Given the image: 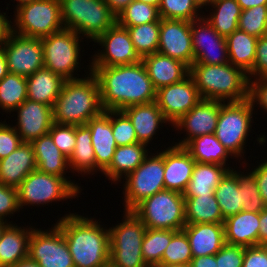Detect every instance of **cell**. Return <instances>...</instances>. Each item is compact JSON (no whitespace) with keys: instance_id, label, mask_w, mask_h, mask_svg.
Here are the masks:
<instances>
[{"instance_id":"cell-1","label":"cell","mask_w":267,"mask_h":267,"mask_svg":"<svg viewBox=\"0 0 267 267\" xmlns=\"http://www.w3.org/2000/svg\"><path fill=\"white\" fill-rule=\"evenodd\" d=\"M96 77L104 110L125 108L154 102L156 89L142 61L131 65L91 67Z\"/></svg>"},{"instance_id":"cell-2","label":"cell","mask_w":267,"mask_h":267,"mask_svg":"<svg viewBox=\"0 0 267 267\" xmlns=\"http://www.w3.org/2000/svg\"><path fill=\"white\" fill-rule=\"evenodd\" d=\"M70 211L55 219V223L63 232L75 267H109L108 226L102 224L101 218Z\"/></svg>"},{"instance_id":"cell-3","label":"cell","mask_w":267,"mask_h":267,"mask_svg":"<svg viewBox=\"0 0 267 267\" xmlns=\"http://www.w3.org/2000/svg\"><path fill=\"white\" fill-rule=\"evenodd\" d=\"M52 111L53 122L76 126L86 125L102 113L99 84L94 74L65 80Z\"/></svg>"},{"instance_id":"cell-4","label":"cell","mask_w":267,"mask_h":267,"mask_svg":"<svg viewBox=\"0 0 267 267\" xmlns=\"http://www.w3.org/2000/svg\"><path fill=\"white\" fill-rule=\"evenodd\" d=\"M193 77L202 99L239 102L249 98L247 74L231 63L222 65L192 64Z\"/></svg>"},{"instance_id":"cell-5","label":"cell","mask_w":267,"mask_h":267,"mask_svg":"<svg viewBox=\"0 0 267 267\" xmlns=\"http://www.w3.org/2000/svg\"><path fill=\"white\" fill-rule=\"evenodd\" d=\"M41 41L44 67L60 75L64 80L77 79L91 72V62H89L91 60L85 59L89 63L85 64L87 67H83L85 61H82V56L86 55L83 53L85 52L83 46L85 43L88 46L89 42L73 30L64 28L57 33L42 37ZM81 69L82 71L84 69L83 75L78 73L82 72Z\"/></svg>"},{"instance_id":"cell-6","label":"cell","mask_w":267,"mask_h":267,"mask_svg":"<svg viewBox=\"0 0 267 267\" xmlns=\"http://www.w3.org/2000/svg\"><path fill=\"white\" fill-rule=\"evenodd\" d=\"M255 115L252 102L249 98L239 102H221L214 134L235 160H238V165L247 161L246 155H244L247 152L246 147L250 144L248 142H252V138L250 139V137L256 134L253 133L254 130L252 127L258 125L254 122V119H257ZM248 138L251 141H248Z\"/></svg>"},{"instance_id":"cell-7","label":"cell","mask_w":267,"mask_h":267,"mask_svg":"<svg viewBox=\"0 0 267 267\" xmlns=\"http://www.w3.org/2000/svg\"><path fill=\"white\" fill-rule=\"evenodd\" d=\"M61 20L89 43L117 22V16L104 0H60Z\"/></svg>"},{"instance_id":"cell-8","label":"cell","mask_w":267,"mask_h":267,"mask_svg":"<svg viewBox=\"0 0 267 267\" xmlns=\"http://www.w3.org/2000/svg\"><path fill=\"white\" fill-rule=\"evenodd\" d=\"M164 143L159 150L150 153L145 160L123 181L118 183L121 187L124 211H132L144 199L157 192L165 190L164 186V148L169 144ZM162 147H164L162 149ZM123 184V185H120Z\"/></svg>"},{"instance_id":"cell-9","label":"cell","mask_w":267,"mask_h":267,"mask_svg":"<svg viewBox=\"0 0 267 267\" xmlns=\"http://www.w3.org/2000/svg\"><path fill=\"white\" fill-rule=\"evenodd\" d=\"M122 219L109 226L110 267H148L142 257L146 226L132 211H122Z\"/></svg>"},{"instance_id":"cell-10","label":"cell","mask_w":267,"mask_h":267,"mask_svg":"<svg viewBox=\"0 0 267 267\" xmlns=\"http://www.w3.org/2000/svg\"><path fill=\"white\" fill-rule=\"evenodd\" d=\"M80 194L63 178L53 174L42 173L37 169L32 171L17 187L19 208H35L56 205L57 202L66 203L78 199ZM71 199V200H70ZM42 205V206H41Z\"/></svg>"},{"instance_id":"cell-11","label":"cell","mask_w":267,"mask_h":267,"mask_svg":"<svg viewBox=\"0 0 267 267\" xmlns=\"http://www.w3.org/2000/svg\"><path fill=\"white\" fill-rule=\"evenodd\" d=\"M132 212L150 229L180 231L186 225L184 195L173 190L155 193Z\"/></svg>"},{"instance_id":"cell-12","label":"cell","mask_w":267,"mask_h":267,"mask_svg":"<svg viewBox=\"0 0 267 267\" xmlns=\"http://www.w3.org/2000/svg\"><path fill=\"white\" fill-rule=\"evenodd\" d=\"M13 13L12 31L23 36L42 38L64 29L60 0H35Z\"/></svg>"},{"instance_id":"cell-13","label":"cell","mask_w":267,"mask_h":267,"mask_svg":"<svg viewBox=\"0 0 267 267\" xmlns=\"http://www.w3.org/2000/svg\"><path fill=\"white\" fill-rule=\"evenodd\" d=\"M49 227L44 230L43 227L33 228L28 242V258L40 267H75L61 228L56 223Z\"/></svg>"},{"instance_id":"cell-14","label":"cell","mask_w":267,"mask_h":267,"mask_svg":"<svg viewBox=\"0 0 267 267\" xmlns=\"http://www.w3.org/2000/svg\"><path fill=\"white\" fill-rule=\"evenodd\" d=\"M94 45L100 49L96 48L94 54L88 57L91 67L131 65L142 60L135 51L127 28L117 22L101 34L92 44L93 47Z\"/></svg>"},{"instance_id":"cell-15","label":"cell","mask_w":267,"mask_h":267,"mask_svg":"<svg viewBox=\"0 0 267 267\" xmlns=\"http://www.w3.org/2000/svg\"><path fill=\"white\" fill-rule=\"evenodd\" d=\"M1 47L10 73L28 77L44 67L41 38L27 37L12 31Z\"/></svg>"},{"instance_id":"cell-16","label":"cell","mask_w":267,"mask_h":267,"mask_svg":"<svg viewBox=\"0 0 267 267\" xmlns=\"http://www.w3.org/2000/svg\"><path fill=\"white\" fill-rule=\"evenodd\" d=\"M222 101L208 99L200 100L187 114L180 117L174 124L172 130L178 133V139L173 138L171 144L184 147L195 137L207 134H214L218 122ZM177 131V133H176ZM185 134V135H184ZM178 142H175L174 140Z\"/></svg>"},{"instance_id":"cell-17","label":"cell","mask_w":267,"mask_h":267,"mask_svg":"<svg viewBox=\"0 0 267 267\" xmlns=\"http://www.w3.org/2000/svg\"><path fill=\"white\" fill-rule=\"evenodd\" d=\"M190 28L194 52L193 64L229 63L226 37L221 36L204 16L191 21Z\"/></svg>"},{"instance_id":"cell-18","label":"cell","mask_w":267,"mask_h":267,"mask_svg":"<svg viewBox=\"0 0 267 267\" xmlns=\"http://www.w3.org/2000/svg\"><path fill=\"white\" fill-rule=\"evenodd\" d=\"M200 100L202 98L190 74L178 83L156 90L155 102L171 125L187 114Z\"/></svg>"},{"instance_id":"cell-19","label":"cell","mask_w":267,"mask_h":267,"mask_svg":"<svg viewBox=\"0 0 267 267\" xmlns=\"http://www.w3.org/2000/svg\"><path fill=\"white\" fill-rule=\"evenodd\" d=\"M157 52L177 59L190 68L194 63L190 22L161 18Z\"/></svg>"},{"instance_id":"cell-20","label":"cell","mask_w":267,"mask_h":267,"mask_svg":"<svg viewBox=\"0 0 267 267\" xmlns=\"http://www.w3.org/2000/svg\"><path fill=\"white\" fill-rule=\"evenodd\" d=\"M10 116L15 117V120L9 121H11L23 143H32L41 136L48 134L53 124L52 107L30 99H26Z\"/></svg>"},{"instance_id":"cell-21","label":"cell","mask_w":267,"mask_h":267,"mask_svg":"<svg viewBox=\"0 0 267 267\" xmlns=\"http://www.w3.org/2000/svg\"><path fill=\"white\" fill-rule=\"evenodd\" d=\"M37 170L42 173L63 177L80 195L84 194L81 182L71 179L68 158L54 144L51 136L46 134L32 143ZM68 173V175H67ZM70 173V174H69ZM82 187V188H81ZM82 193V194H81Z\"/></svg>"},{"instance_id":"cell-22","label":"cell","mask_w":267,"mask_h":267,"mask_svg":"<svg viewBox=\"0 0 267 267\" xmlns=\"http://www.w3.org/2000/svg\"><path fill=\"white\" fill-rule=\"evenodd\" d=\"M123 112L131 120L136 132L137 140L150 147L154 145V139L158 140L157 133L164 131L165 128L172 131L171 123L164 117L162 111L157 106L156 102L133 105L127 107ZM168 124V126H167ZM168 127L170 129H168ZM163 128V129H162ZM162 129V130H161Z\"/></svg>"},{"instance_id":"cell-23","label":"cell","mask_w":267,"mask_h":267,"mask_svg":"<svg viewBox=\"0 0 267 267\" xmlns=\"http://www.w3.org/2000/svg\"><path fill=\"white\" fill-rule=\"evenodd\" d=\"M164 149V186L166 190L184 193L196 161L181 146L171 144Z\"/></svg>"},{"instance_id":"cell-24","label":"cell","mask_w":267,"mask_h":267,"mask_svg":"<svg viewBox=\"0 0 267 267\" xmlns=\"http://www.w3.org/2000/svg\"><path fill=\"white\" fill-rule=\"evenodd\" d=\"M86 126L91 131V141L95 152L96 175L110 165L117 147L110 123V110H104L91 118Z\"/></svg>"},{"instance_id":"cell-25","label":"cell","mask_w":267,"mask_h":267,"mask_svg":"<svg viewBox=\"0 0 267 267\" xmlns=\"http://www.w3.org/2000/svg\"><path fill=\"white\" fill-rule=\"evenodd\" d=\"M36 169L33 145L22 143L7 157L0 160V183L17 188Z\"/></svg>"},{"instance_id":"cell-26","label":"cell","mask_w":267,"mask_h":267,"mask_svg":"<svg viewBox=\"0 0 267 267\" xmlns=\"http://www.w3.org/2000/svg\"><path fill=\"white\" fill-rule=\"evenodd\" d=\"M141 61L156 90L178 83L190 74L186 64L159 52L145 56Z\"/></svg>"},{"instance_id":"cell-27","label":"cell","mask_w":267,"mask_h":267,"mask_svg":"<svg viewBox=\"0 0 267 267\" xmlns=\"http://www.w3.org/2000/svg\"><path fill=\"white\" fill-rule=\"evenodd\" d=\"M157 149V145L150 147L144 143L117 146L110 165L102 172V176L111 181V185H118L129 173L133 172L150 153V149Z\"/></svg>"},{"instance_id":"cell-28","label":"cell","mask_w":267,"mask_h":267,"mask_svg":"<svg viewBox=\"0 0 267 267\" xmlns=\"http://www.w3.org/2000/svg\"><path fill=\"white\" fill-rule=\"evenodd\" d=\"M182 230L193 257L215 255L226 244L223 223L186 224Z\"/></svg>"},{"instance_id":"cell-29","label":"cell","mask_w":267,"mask_h":267,"mask_svg":"<svg viewBox=\"0 0 267 267\" xmlns=\"http://www.w3.org/2000/svg\"><path fill=\"white\" fill-rule=\"evenodd\" d=\"M21 223L9 224L2 232L0 238V264L4 267H9L28 258L29 237L36 223H34V226L33 223H29L27 226L26 223Z\"/></svg>"},{"instance_id":"cell-30","label":"cell","mask_w":267,"mask_h":267,"mask_svg":"<svg viewBox=\"0 0 267 267\" xmlns=\"http://www.w3.org/2000/svg\"><path fill=\"white\" fill-rule=\"evenodd\" d=\"M225 243L237 246L258 245L259 213L241 211L224 220Z\"/></svg>"},{"instance_id":"cell-31","label":"cell","mask_w":267,"mask_h":267,"mask_svg":"<svg viewBox=\"0 0 267 267\" xmlns=\"http://www.w3.org/2000/svg\"><path fill=\"white\" fill-rule=\"evenodd\" d=\"M75 138V148L68 158L69 168L73 176L81 175L82 179H90L96 175V159L90 129L86 125H75Z\"/></svg>"},{"instance_id":"cell-32","label":"cell","mask_w":267,"mask_h":267,"mask_svg":"<svg viewBox=\"0 0 267 267\" xmlns=\"http://www.w3.org/2000/svg\"><path fill=\"white\" fill-rule=\"evenodd\" d=\"M184 148L190 153L191 157L196 162L232 166L234 168L238 167L237 162H235L237 160H234L235 158L218 141L215 134L195 137L190 140Z\"/></svg>"},{"instance_id":"cell-33","label":"cell","mask_w":267,"mask_h":267,"mask_svg":"<svg viewBox=\"0 0 267 267\" xmlns=\"http://www.w3.org/2000/svg\"><path fill=\"white\" fill-rule=\"evenodd\" d=\"M27 79V99L53 108L65 80L46 67L37 70Z\"/></svg>"},{"instance_id":"cell-34","label":"cell","mask_w":267,"mask_h":267,"mask_svg":"<svg viewBox=\"0 0 267 267\" xmlns=\"http://www.w3.org/2000/svg\"><path fill=\"white\" fill-rule=\"evenodd\" d=\"M233 169L231 166L196 162L187 189L183 193L184 197L214 195L220 181Z\"/></svg>"},{"instance_id":"cell-35","label":"cell","mask_w":267,"mask_h":267,"mask_svg":"<svg viewBox=\"0 0 267 267\" xmlns=\"http://www.w3.org/2000/svg\"><path fill=\"white\" fill-rule=\"evenodd\" d=\"M204 9L203 16L221 36L227 37L238 29L242 9L237 0L213 1Z\"/></svg>"},{"instance_id":"cell-36","label":"cell","mask_w":267,"mask_h":267,"mask_svg":"<svg viewBox=\"0 0 267 267\" xmlns=\"http://www.w3.org/2000/svg\"><path fill=\"white\" fill-rule=\"evenodd\" d=\"M258 38L239 29L226 37L229 63L248 74L254 65Z\"/></svg>"},{"instance_id":"cell-37","label":"cell","mask_w":267,"mask_h":267,"mask_svg":"<svg viewBox=\"0 0 267 267\" xmlns=\"http://www.w3.org/2000/svg\"><path fill=\"white\" fill-rule=\"evenodd\" d=\"M186 224L224 223V218L214 195L184 197Z\"/></svg>"},{"instance_id":"cell-38","label":"cell","mask_w":267,"mask_h":267,"mask_svg":"<svg viewBox=\"0 0 267 267\" xmlns=\"http://www.w3.org/2000/svg\"><path fill=\"white\" fill-rule=\"evenodd\" d=\"M238 168L230 170L214 192L224 220L243 211L241 188L238 186Z\"/></svg>"},{"instance_id":"cell-39","label":"cell","mask_w":267,"mask_h":267,"mask_svg":"<svg viewBox=\"0 0 267 267\" xmlns=\"http://www.w3.org/2000/svg\"><path fill=\"white\" fill-rule=\"evenodd\" d=\"M27 99V79L24 76L8 73L0 81V110L6 117Z\"/></svg>"},{"instance_id":"cell-40","label":"cell","mask_w":267,"mask_h":267,"mask_svg":"<svg viewBox=\"0 0 267 267\" xmlns=\"http://www.w3.org/2000/svg\"><path fill=\"white\" fill-rule=\"evenodd\" d=\"M127 30L141 59L158 51L160 21L128 27Z\"/></svg>"},{"instance_id":"cell-41","label":"cell","mask_w":267,"mask_h":267,"mask_svg":"<svg viewBox=\"0 0 267 267\" xmlns=\"http://www.w3.org/2000/svg\"><path fill=\"white\" fill-rule=\"evenodd\" d=\"M171 241V230L147 228L142 242V257L148 267H157Z\"/></svg>"},{"instance_id":"cell-42","label":"cell","mask_w":267,"mask_h":267,"mask_svg":"<svg viewBox=\"0 0 267 267\" xmlns=\"http://www.w3.org/2000/svg\"><path fill=\"white\" fill-rule=\"evenodd\" d=\"M155 21H161L159 8L137 0H133L117 15V23L125 28Z\"/></svg>"},{"instance_id":"cell-43","label":"cell","mask_w":267,"mask_h":267,"mask_svg":"<svg viewBox=\"0 0 267 267\" xmlns=\"http://www.w3.org/2000/svg\"><path fill=\"white\" fill-rule=\"evenodd\" d=\"M239 168L238 186L241 188V203H243V211L260 213L266 205L259 193L256 179L247 169L245 170V167L241 164L239 165Z\"/></svg>"},{"instance_id":"cell-44","label":"cell","mask_w":267,"mask_h":267,"mask_svg":"<svg viewBox=\"0 0 267 267\" xmlns=\"http://www.w3.org/2000/svg\"><path fill=\"white\" fill-rule=\"evenodd\" d=\"M158 8L162 19L191 22L203 16V8L196 0H161Z\"/></svg>"},{"instance_id":"cell-45","label":"cell","mask_w":267,"mask_h":267,"mask_svg":"<svg viewBox=\"0 0 267 267\" xmlns=\"http://www.w3.org/2000/svg\"><path fill=\"white\" fill-rule=\"evenodd\" d=\"M192 258L186 233L183 230H171V241L166 247L159 265L190 264Z\"/></svg>"},{"instance_id":"cell-46","label":"cell","mask_w":267,"mask_h":267,"mask_svg":"<svg viewBox=\"0 0 267 267\" xmlns=\"http://www.w3.org/2000/svg\"><path fill=\"white\" fill-rule=\"evenodd\" d=\"M238 29L257 38L267 35V5L242 10Z\"/></svg>"},{"instance_id":"cell-47","label":"cell","mask_w":267,"mask_h":267,"mask_svg":"<svg viewBox=\"0 0 267 267\" xmlns=\"http://www.w3.org/2000/svg\"><path fill=\"white\" fill-rule=\"evenodd\" d=\"M110 123L117 146L138 143L133 124L123 111L110 110Z\"/></svg>"},{"instance_id":"cell-48","label":"cell","mask_w":267,"mask_h":267,"mask_svg":"<svg viewBox=\"0 0 267 267\" xmlns=\"http://www.w3.org/2000/svg\"><path fill=\"white\" fill-rule=\"evenodd\" d=\"M48 134L51 136L58 149L69 158L76 143L75 125L58 124L53 122Z\"/></svg>"},{"instance_id":"cell-49","label":"cell","mask_w":267,"mask_h":267,"mask_svg":"<svg viewBox=\"0 0 267 267\" xmlns=\"http://www.w3.org/2000/svg\"><path fill=\"white\" fill-rule=\"evenodd\" d=\"M20 213L17 188L0 183V220L15 224L12 217Z\"/></svg>"},{"instance_id":"cell-50","label":"cell","mask_w":267,"mask_h":267,"mask_svg":"<svg viewBox=\"0 0 267 267\" xmlns=\"http://www.w3.org/2000/svg\"><path fill=\"white\" fill-rule=\"evenodd\" d=\"M6 120L7 118L4 121L0 119V160L7 157L23 143L16 129L9 121L7 124Z\"/></svg>"},{"instance_id":"cell-51","label":"cell","mask_w":267,"mask_h":267,"mask_svg":"<svg viewBox=\"0 0 267 267\" xmlns=\"http://www.w3.org/2000/svg\"><path fill=\"white\" fill-rule=\"evenodd\" d=\"M249 99L256 115L258 110L267 114V77L249 79Z\"/></svg>"},{"instance_id":"cell-52","label":"cell","mask_w":267,"mask_h":267,"mask_svg":"<svg viewBox=\"0 0 267 267\" xmlns=\"http://www.w3.org/2000/svg\"><path fill=\"white\" fill-rule=\"evenodd\" d=\"M245 247L225 244L216 254L218 267H242Z\"/></svg>"},{"instance_id":"cell-53","label":"cell","mask_w":267,"mask_h":267,"mask_svg":"<svg viewBox=\"0 0 267 267\" xmlns=\"http://www.w3.org/2000/svg\"><path fill=\"white\" fill-rule=\"evenodd\" d=\"M251 156L254 158L253 155L248 156V160H247L248 162L246 161L242 163L241 165L244 166L245 169H247L255 177L258 188H259V193L265 205L267 206V159H266L267 157L263 156L262 157L263 159L261 158V160H259V156H257L258 160L256 161L253 160V162H255V165H254V163L250 164V162L252 161L249 159V157Z\"/></svg>"},{"instance_id":"cell-54","label":"cell","mask_w":267,"mask_h":267,"mask_svg":"<svg viewBox=\"0 0 267 267\" xmlns=\"http://www.w3.org/2000/svg\"><path fill=\"white\" fill-rule=\"evenodd\" d=\"M247 76L249 79L267 77V35L258 38L254 65Z\"/></svg>"},{"instance_id":"cell-55","label":"cell","mask_w":267,"mask_h":267,"mask_svg":"<svg viewBox=\"0 0 267 267\" xmlns=\"http://www.w3.org/2000/svg\"><path fill=\"white\" fill-rule=\"evenodd\" d=\"M242 267H267V248L265 245L245 247Z\"/></svg>"},{"instance_id":"cell-56","label":"cell","mask_w":267,"mask_h":267,"mask_svg":"<svg viewBox=\"0 0 267 267\" xmlns=\"http://www.w3.org/2000/svg\"><path fill=\"white\" fill-rule=\"evenodd\" d=\"M7 11L0 9V47L9 38L12 32V18L7 14ZM10 17V18H9Z\"/></svg>"},{"instance_id":"cell-57","label":"cell","mask_w":267,"mask_h":267,"mask_svg":"<svg viewBox=\"0 0 267 267\" xmlns=\"http://www.w3.org/2000/svg\"><path fill=\"white\" fill-rule=\"evenodd\" d=\"M258 245L267 243V206L259 213Z\"/></svg>"},{"instance_id":"cell-58","label":"cell","mask_w":267,"mask_h":267,"mask_svg":"<svg viewBox=\"0 0 267 267\" xmlns=\"http://www.w3.org/2000/svg\"><path fill=\"white\" fill-rule=\"evenodd\" d=\"M190 265L191 267H218L215 255L193 257Z\"/></svg>"},{"instance_id":"cell-59","label":"cell","mask_w":267,"mask_h":267,"mask_svg":"<svg viewBox=\"0 0 267 267\" xmlns=\"http://www.w3.org/2000/svg\"><path fill=\"white\" fill-rule=\"evenodd\" d=\"M110 10L117 16L124 10L133 0H104Z\"/></svg>"},{"instance_id":"cell-60","label":"cell","mask_w":267,"mask_h":267,"mask_svg":"<svg viewBox=\"0 0 267 267\" xmlns=\"http://www.w3.org/2000/svg\"><path fill=\"white\" fill-rule=\"evenodd\" d=\"M242 10L253 8L260 5H267V0H237Z\"/></svg>"},{"instance_id":"cell-61","label":"cell","mask_w":267,"mask_h":267,"mask_svg":"<svg viewBox=\"0 0 267 267\" xmlns=\"http://www.w3.org/2000/svg\"><path fill=\"white\" fill-rule=\"evenodd\" d=\"M9 73L6 55L2 47H0V81Z\"/></svg>"},{"instance_id":"cell-62","label":"cell","mask_w":267,"mask_h":267,"mask_svg":"<svg viewBox=\"0 0 267 267\" xmlns=\"http://www.w3.org/2000/svg\"><path fill=\"white\" fill-rule=\"evenodd\" d=\"M9 267H40V266L35 261L26 258Z\"/></svg>"},{"instance_id":"cell-63","label":"cell","mask_w":267,"mask_h":267,"mask_svg":"<svg viewBox=\"0 0 267 267\" xmlns=\"http://www.w3.org/2000/svg\"><path fill=\"white\" fill-rule=\"evenodd\" d=\"M266 132H264V130L262 131V133H260L259 135H255L257 136L256 137V140L253 142V145H255L256 141V145L259 144V146L261 147L260 149L262 150L263 146L264 148L266 147V144H267V135L265 134ZM264 153H267L266 151Z\"/></svg>"},{"instance_id":"cell-64","label":"cell","mask_w":267,"mask_h":267,"mask_svg":"<svg viewBox=\"0 0 267 267\" xmlns=\"http://www.w3.org/2000/svg\"><path fill=\"white\" fill-rule=\"evenodd\" d=\"M10 1H13V3H15V1H16L15 5L12 4L13 5V11L12 12H14L19 7H21V6L25 5V4H29V3H31V2H33L35 0H10Z\"/></svg>"},{"instance_id":"cell-65","label":"cell","mask_w":267,"mask_h":267,"mask_svg":"<svg viewBox=\"0 0 267 267\" xmlns=\"http://www.w3.org/2000/svg\"><path fill=\"white\" fill-rule=\"evenodd\" d=\"M137 1L144 2V3H147V4H151L153 6L159 7L161 0H137Z\"/></svg>"},{"instance_id":"cell-66","label":"cell","mask_w":267,"mask_h":267,"mask_svg":"<svg viewBox=\"0 0 267 267\" xmlns=\"http://www.w3.org/2000/svg\"><path fill=\"white\" fill-rule=\"evenodd\" d=\"M157 267H191L190 264L159 265Z\"/></svg>"},{"instance_id":"cell-67","label":"cell","mask_w":267,"mask_h":267,"mask_svg":"<svg viewBox=\"0 0 267 267\" xmlns=\"http://www.w3.org/2000/svg\"><path fill=\"white\" fill-rule=\"evenodd\" d=\"M199 5L204 8L206 7L208 4L212 3L214 0H196Z\"/></svg>"},{"instance_id":"cell-68","label":"cell","mask_w":267,"mask_h":267,"mask_svg":"<svg viewBox=\"0 0 267 267\" xmlns=\"http://www.w3.org/2000/svg\"><path fill=\"white\" fill-rule=\"evenodd\" d=\"M9 225L8 222L0 220V238L4 229Z\"/></svg>"}]
</instances>
